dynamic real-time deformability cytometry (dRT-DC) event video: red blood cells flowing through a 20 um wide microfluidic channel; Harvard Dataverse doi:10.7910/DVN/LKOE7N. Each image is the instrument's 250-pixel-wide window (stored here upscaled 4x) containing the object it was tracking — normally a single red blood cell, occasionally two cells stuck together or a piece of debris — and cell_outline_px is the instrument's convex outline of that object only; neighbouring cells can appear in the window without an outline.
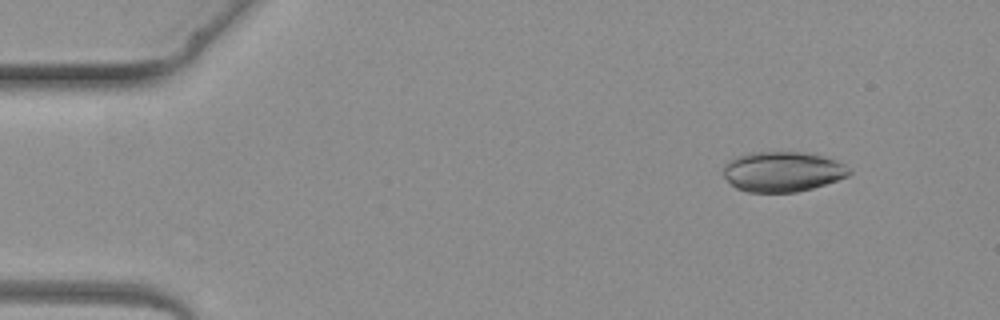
{"species": "common noctule bat (a hibernating species)", "species_latin": "Nyctalus noctula", "temperature_condition": "warm", "stored_images_in_passage": 2, "camera_frame_rate_fps": 3000, "um_per_image_px": 0.085, "animal": {"sex": "female", "body_mass_g": 19.3, "forearm_length_mm": 54.1}, "frame": {"image": 1, "passage_image": 1, "time_ms": 0.0, "image_size_px": [1000, 320], "cell_outline_px": [[852, 172], [848, 176], [812, 188], [796, 192], [748, 192], [736, 188], [724, 176], [724, 164], [728, 160], [736, 156], [748, 152], [804, 152], [836, 160], [852, 168]], "centroid_in_image_um": [66.51, 14.58], "position_along_channel_um": 18.5, "area_um2": 29.48}}
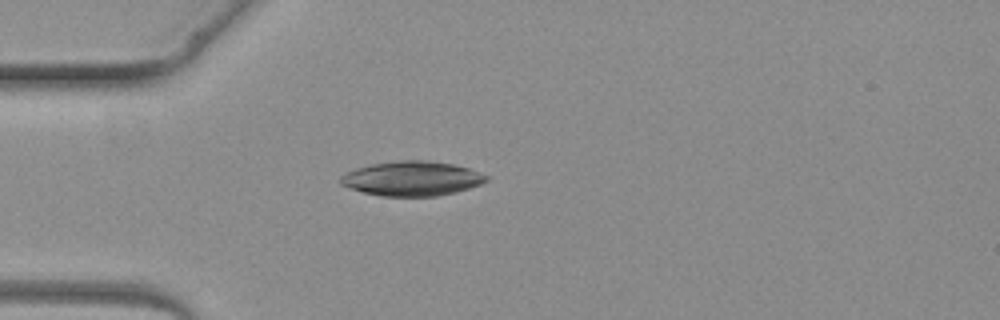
{"frame": {"image": 2, "passage_image": 2, "time_ms": 2.333, "image_size_px": [1000, 320], "cell_outline_px": [[488, 180], [480, 184], [456, 192], [436, 196], [380, 196], [348, 188], [340, 184], [340, 176], [356, 168], [372, 164], [396, 160], [428, 160], [452, 164], [468, 168], [488, 176]], "centroid_in_image_um": [34.99, 15.17], "position_along_channel_um": 50.0, "area_um2": 29.3}}